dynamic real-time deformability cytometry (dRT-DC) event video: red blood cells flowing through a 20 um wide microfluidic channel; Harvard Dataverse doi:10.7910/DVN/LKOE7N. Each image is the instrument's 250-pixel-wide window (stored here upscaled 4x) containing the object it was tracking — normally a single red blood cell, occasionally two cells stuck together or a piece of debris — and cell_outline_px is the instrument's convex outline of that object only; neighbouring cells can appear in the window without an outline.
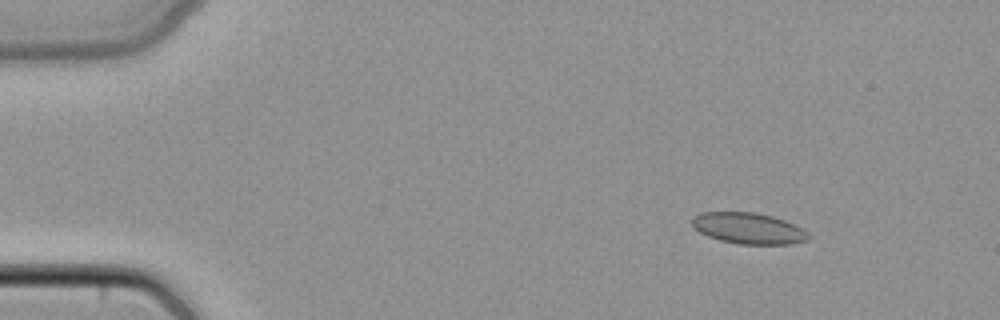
{"species": "common noctule bat (a hibernating species)", "species_latin": "Nyctalus noctula", "temperature_condition": "cold", "stored_images_in_passage": 45, "camera_frame_rate_fps": 3000, "um_per_image_px": 0.085, "animal": {"sex": "female", "body_mass_g": 22.7, "forearm_length_mm": 54.2}, "frame": {"image": 1, "passage_image": 3, "time_ms": 0.667, "image_size_px": [1000, 320], "cell_outline_px": [[812, 236], [808, 240], [792, 244], [736, 244], [720, 240], [708, 236], [692, 228], [692, 220], [700, 212], [756, 212], [772, 216], [796, 224], [804, 228]], "centroid_in_image_um": [63.67, 19.41], "position_along_channel_um": 21.3, "area_um2": 21.39}}
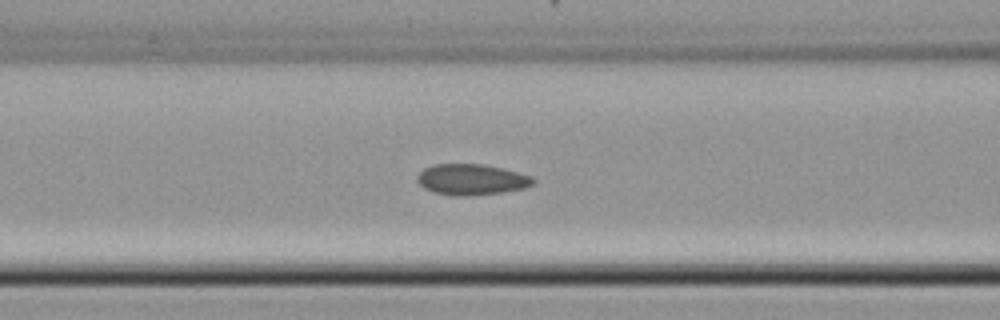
{"frame": {"image": 2, "passage_image": 17, "time_ms": 5.333, "image_size_px": [1000, 320], "cell_outline_px": [[536, 180], [532, 184], [524, 188], [500, 192], [468, 196], [452, 196], [432, 192], [424, 188], [416, 180], [416, 176], [424, 168], [432, 164], [484, 164], [504, 168], [532, 176]], "centroid_in_image_um": [40.05, 15.25], "position_along_channel_um": 126.6, "area_um2": 21.04}}
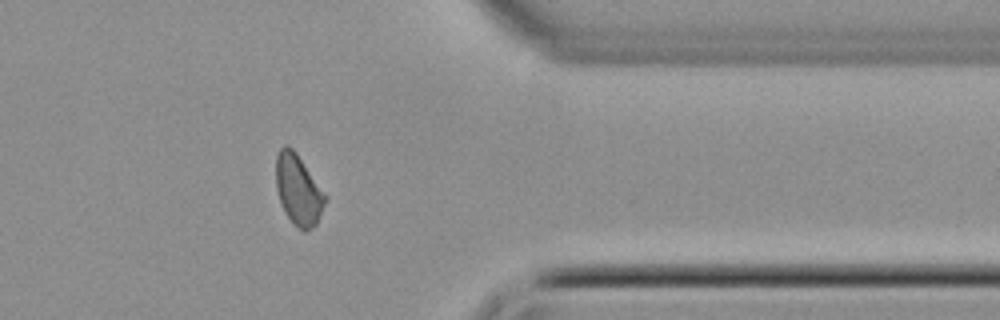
{"frame": {"image": 3, "passage_image": 36, "time_ms": 11.667, "image_size_px": [1000, 320], "cell_outline_px": [[328, 196], [316, 224], [312, 228], [304, 232], [292, 224], [284, 212], [276, 188], [276, 156], [280, 148], [284, 144], [288, 144], [296, 152]], "centroid_in_image_um": [25.35, 16.14], "position_along_channel_um": 386.0, "area_um2": 20.4}}